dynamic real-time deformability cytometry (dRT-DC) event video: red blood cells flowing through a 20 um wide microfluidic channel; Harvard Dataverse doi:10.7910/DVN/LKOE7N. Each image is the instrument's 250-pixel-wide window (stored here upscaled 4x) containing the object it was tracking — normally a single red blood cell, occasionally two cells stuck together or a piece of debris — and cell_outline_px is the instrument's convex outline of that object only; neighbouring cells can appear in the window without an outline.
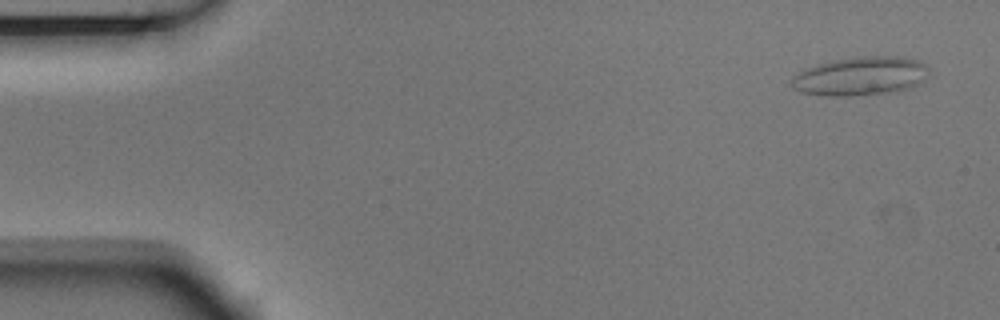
{"species": "Egyptian fruit bat (a non-hibernating species)", "species_latin": "Rousettus aegyptiacus", "temperature_condition": "room temperature", "stored_images_in_passage": 6, "camera_frame_rate_fps": 3000, "um_per_image_px": 0.085, "animal": {"sex": "male"}, "frame": {"image": 1, "passage_image": 6, "time_ms": 1.667, "image_size_px": [1000, 320], "cell_outline_px": [[928, 76], [916, 84], [908, 88], [896, 92], [852, 96], [824, 96], [800, 92], [792, 88], [788, 84], [788, 80], [792, 76], [808, 68], [820, 64], [836, 60], [864, 56], [896, 56], [916, 60], [924, 64], [928, 68]], "centroid_in_image_um": [73.1, 6.5], "position_along_channel_um": 11.9, "area_um2": 30.98}}